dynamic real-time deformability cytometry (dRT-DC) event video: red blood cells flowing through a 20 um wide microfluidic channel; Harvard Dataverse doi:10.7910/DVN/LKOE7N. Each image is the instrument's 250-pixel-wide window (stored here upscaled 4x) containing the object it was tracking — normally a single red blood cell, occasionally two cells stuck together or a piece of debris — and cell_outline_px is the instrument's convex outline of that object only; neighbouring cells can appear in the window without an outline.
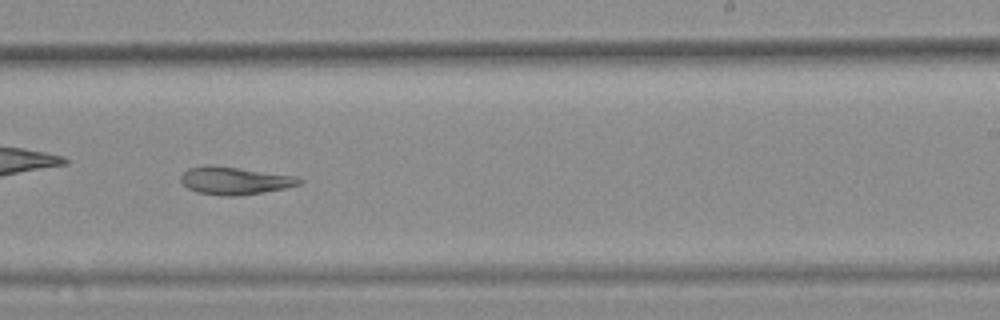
{"species": "common noctule bat (a hibernating species)", "species_latin": "Nyctalus noctula", "temperature_condition": "warm", "stored_images_in_passage": 45, "camera_frame_rate_fps": 3000, "um_per_image_px": 0.085, "animal": {"sex": "female", "body_mass_g": 25.1}, "frame": {"image": 1, "passage_image": 32, "time_ms": 10.333, "image_size_px": [1000, 320], "cell_outline_px": [[304, 180], [300, 184], [284, 188], [264, 192], [236, 196], [220, 196], [196, 192], [188, 188], [180, 180], [180, 176], [188, 168], [236, 168], [296, 176]], "centroid_in_image_um": [19.99, 15.41], "position_along_channel_um": 269.0, "area_um2": 18.32}}
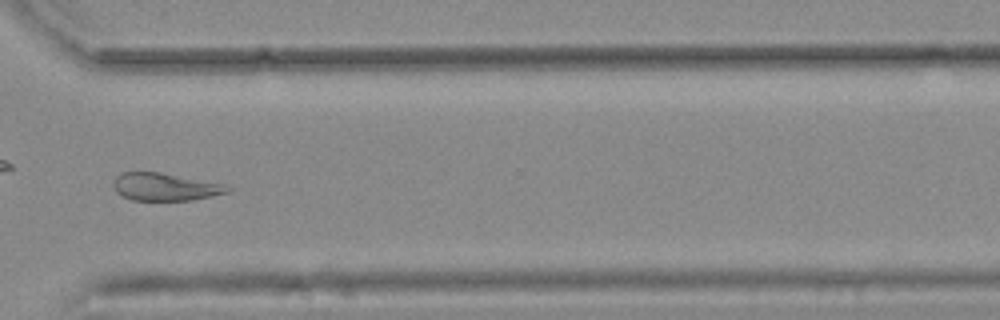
{"frame": {"image": 2, "passage_image": 39, "time_ms": 12.667, "image_size_px": [1000, 320], "cell_outline_px": [[232, 188], [228, 192], [212, 196], [192, 200], [132, 200], [116, 192], [112, 184], [116, 176], [120, 172], [160, 172], [224, 184]], "centroid_in_image_um": [14.01, 15.88], "position_along_channel_um": 356.6, "area_um2": 18.32}, "authors_computed_cell_mechanics": {"area_um2": 22.0796, "velocity_mm_per_s": 3.727, "shape_relaxation_time_tau1_ms": null, "shape_relaxation_time_tau2_ms": 4.1781, "deformation_change_tau1": null, "deformation_change_tau2": 0.1221}}